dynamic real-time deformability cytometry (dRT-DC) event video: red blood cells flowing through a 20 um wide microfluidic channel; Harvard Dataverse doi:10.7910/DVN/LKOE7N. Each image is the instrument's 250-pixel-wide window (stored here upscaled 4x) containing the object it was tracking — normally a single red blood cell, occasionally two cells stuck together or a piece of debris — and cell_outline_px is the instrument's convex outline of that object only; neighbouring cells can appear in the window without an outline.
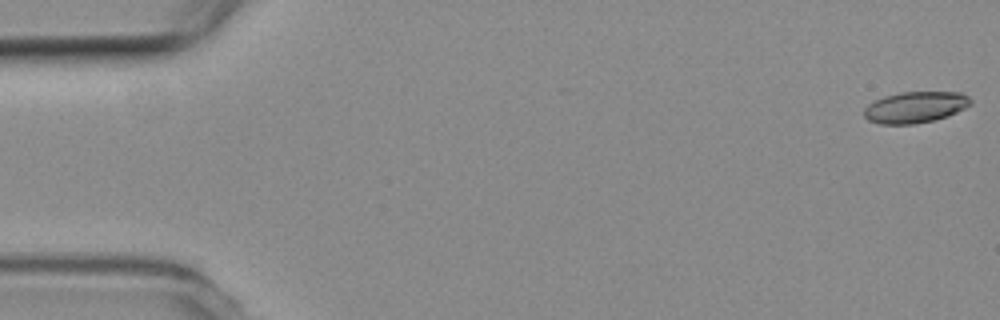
{"species": "common noctule bat (a hibernating species)", "species_latin": "Nyctalus noctula", "temperature_condition": "room temperature", "stored_images_in_passage": 55, "camera_frame_rate_fps": 3000, "um_per_image_px": 0.085, "animal": {"sex": "female", "body_mass_g": 19.3, "forearm_length_mm": 54.1}, "frame": {"image": 1, "passage_image": 1, "time_ms": 0.0, "image_size_px": [1000, 320], "cell_outline_px": [[972, 104], [948, 116], [932, 120], [912, 124], [880, 124], [868, 120], [864, 116], [864, 108], [868, 104], [884, 96], [900, 92], [960, 92], [968, 96], [972, 100]], "centroid_in_image_um": [77.79, 9.11], "position_along_channel_um": 7.2, "area_um2": 19.36}}
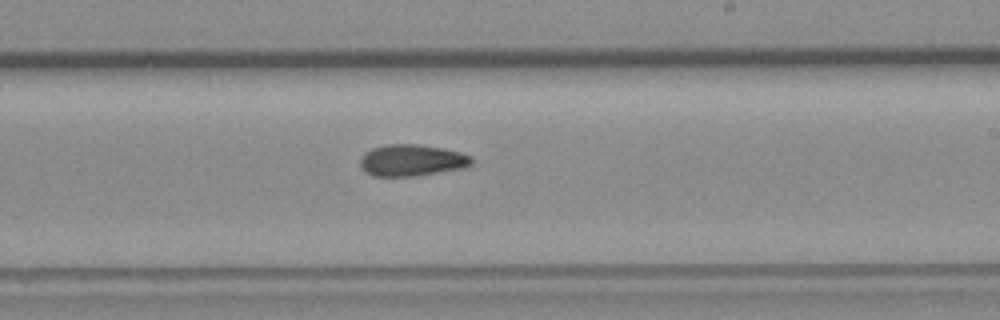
{"frame": {"image": 2, "passage_image": 32, "time_ms": 10.333, "image_size_px": [1000, 320], "cell_outline_px": [[472, 164], [464, 168], [416, 176], [372, 176], [364, 172], [360, 164], [360, 160], [364, 152], [372, 148], [388, 144], [416, 144], [444, 148], [460, 152], [472, 156]], "centroid_in_image_um": [35.0, 13.63], "position_along_channel_um": 254.0, "area_um2": 20.69}}
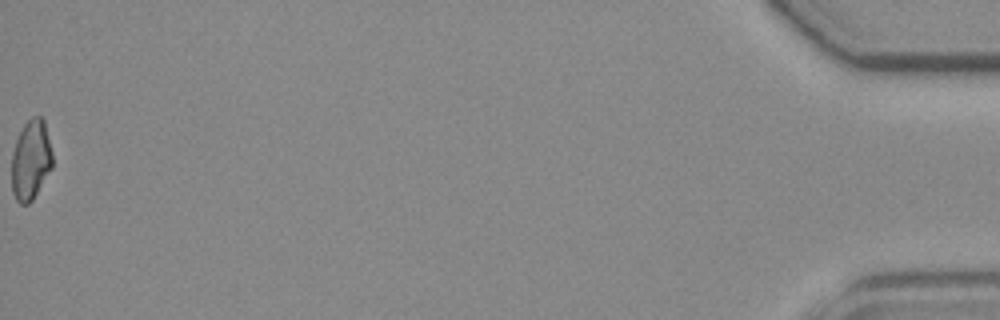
{"frame": {"image": 3, "passage_image": 55, "time_ms": 18.0, "image_size_px": [1000, 320], "cell_outline_px": [[52, 168], [32, 200], [28, 204], [20, 204], [16, 200], [12, 192], [12, 152], [16, 140], [24, 124], [32, 116], [40, 116], [44, 120], [52, 152]], "centroid_in_image_um": [2.62, 13.6], "position_along_channel_um": 432.6, "area_um2": 18.96}}